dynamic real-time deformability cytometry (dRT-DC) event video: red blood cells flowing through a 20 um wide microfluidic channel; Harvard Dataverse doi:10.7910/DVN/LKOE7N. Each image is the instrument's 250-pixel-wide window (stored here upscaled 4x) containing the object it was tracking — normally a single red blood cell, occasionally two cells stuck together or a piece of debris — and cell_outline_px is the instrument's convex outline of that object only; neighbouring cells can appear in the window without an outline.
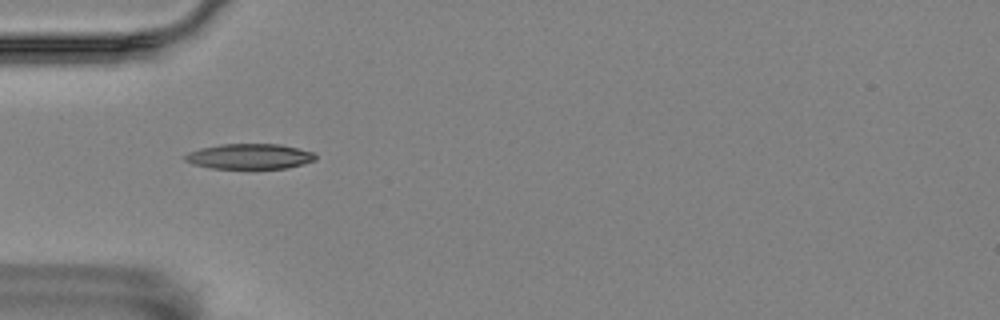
{"species": "Egyptian fruit bat (a non-hibernating species)", "species_latin": "Rousettus aegyptiacus", "temperature_condition": "room temperature", "stored_images_in_passage": 7, "camera_frame_rate_fps": 3000, "um_per_image_px": 0.085, "animal": {"sex": "female"}, "frame": {"image": 1, "passage_image": 1, "time_ms": 0.0, "image_size_px": [1000, 320], "cell_outline_px": [[316, 160], [304, 164], [288, 168], [212, 168], [192, 164], [184, 160], [184, 156], [188, 152], [200, 148], [220, 144], [280, 144], [316, 152]], "centroid_in_image_um": [21.24, 13.29], "position_along_channel_um": 63.8, "area_um2": 19.36}}